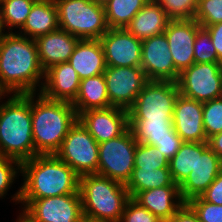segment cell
Instances as JSON below:
<instances>
[{"instance_id": "1", "label": "cell", "mask_w": 222, "mask_h": 222, "mask_svg": "<svg viewBox=\"0 0 222 222\" xmlns=\"http://www.w3.org/2000/svg\"><path fill=\"white\" fill-rule=\"evenodd\" d=\"M23 185L12 196L24 209L32 200L74 194L79 191V175L55 154L36 155L21 163Z\"/></svg>"}, {"instance_id": "2", "label": "cell", "mask_w": 222, "mask_h": 222, "mask_svg": "<svg viewBox=\"0 0 222 222\" xmlns=\"http://www.w3.org/2000/svg\"><path fill=\"white\" fill-rule=\"evenodd\" d=\"M7 32L0 40L1 83L10 95H38L37 91L40 93L44 84L45 71L39 63L36 42L16 32Z\"/></svg>"}, {"instance_id": "3", "label": "cell", "mask_w": 222, "mask_h": 222, "mask_svg": "<svg viewBox=\"0 0 222 222\" xmlns=\"http://www.w3.org/2000/svg\"><path fill=\"white\" fill-rule=\"evenodd\" d=\"M38 94V98L36 93L31 94L35 156L56 154L78 116L71 102L50 100Z\"/></svg>"}, {"instance_id": "4", "label": "cell", "mask_w": 222, "mask_h": 222, "mask_svg": "<svg viewBox=\"0 0 222 222\" xmlns=\"http://www.w3.org/2000/svg\"><path fill=\"white\" fill-rule=\"evenodd\" d=\"M0 103V156L20 163L35 156L31 94H13Z\"/></svg>"}, {"instance_id": "5", "label": "cell", "mask_w": 222, "mask_h": 222, "mask_svg": "<svg viewBox=\"0 0 222 222\" xmlns=\"http://www.w3.org/2000/svg\"><path fill=\"white\" fill-rule=\"evenodd\" d=\"M83 215L106 222H119L130 199L125 184L99 174L79 176Z\"/></svg>"}, {"instance_id": "6", "label": "cell", "mask_w": 222, "mask_h": 222, "mask_svg": "<svg viewBox=\"0 0 222 222\" xmlns=\"http://www.w3.org/2000/svg\"><path fill=\"white\" fill-rule=\"evenodd\" d=\"M58 25L80 40H99L108 30L105 8L92 0H54Z\"/></svg>"}, {"instance_id": "7", "label": "cell", "mask_w": 222, "mask_h": 222, "mask_svg": "<svg viewBox=\"0 0 222 222\" xmlns=\"http://www.w3.org/2000/svg\"><path fill=\"white\" fill-rule=\"evenodd\" d=\"M178 95L177 82L149 80L128 110L129 120L172 121Z\"/></svg>"}, {"instance_id": "8", "label": "cell", "mask_w": 222, "mask_h": 222, "mask_svg": "<svg viewBox=\"0 0 222 222\" xmlns=\"http://www.w3.org/2000/svg\"><path fill=\"white\" fill-rule=\"evenodd\" d=\"M55 155L79 176L97 173L99 144L79 119L70 127Z\"/></svg>"}, {"instance_id": "9", "label": "cell", "mask_w": 222, "mask_h": 222, "mask_svg": "<svg viewBox=\"0 0 222 222\" xmlns=\"http://www.w3.org/2000/svg\"><path fill=\"white\" fill-rule=\"evenodd\" d=\"M137 142L129 128L124 134L99 143L96 174L126 184L134 169Z\"/></svg>"}, {"instance_id": "10", "label": "cell", "mask_w": 222, "mask_h": 222, "mask_svg": "<svg viewBox=\"0 0 222 222\" xmlns=\"http://www.w3.org/2000/svg\"><path fill=\"white\" fill-rule=\"evenodd\" d=\"M179 93L201 103L222 97L221 63H194L177 81Z\"/></svg>"}, {"instance_id": "11", "label": "cell", "mask_w": 222, "mask_h": 222, "mask_svg": "<svg viewBox=\"0 0 222 222\" xmlns=\"http://www.w3.org/2000/svg\"><path fill=\"white\" fill-rule=\"evenodd\" d=\"M103 74L110 106L127 111L133 106L138 94L149 81L140 66H107Z\"/></svg>"}, {"instance_id": "12", "label": "cell", "mask_w": 222, "mask_h": 222, "mask_svg": "<svg viewBox=\"0 0 222 222\" xmlns=\"http://www.w3.org/2000/svg\"><path fill=\"white\" fill-rule=\"evenodd\" d=\"M22 211L34 222H78L83 216L79 191L34 199Z\"/></svg>"}, {"instance_id": "13", "label": "cell", "mask_w": 222, "mask_h": 222, "mask_svg": "<svg viewBox=\"0 0 222 222\" xmlns=\"http://www.w3.org/2000/svg\"><path fill=\"white\" fill-rule=\"evenodd\" d=\"M148 80L177 82L175 69L165 33L142 41L141 66Z\"/></svg>"}, {"instance_id": "14", "label": "cell", "mask_w": 222, "mask_h": 222, "mask_svg": "<svg viewBox=\"0 0 222 222\" xmlns=\"http://www.w3.org/2000/svg\"><path fill=\"white\" fill-rule=\"evenodd\" d=\"M99 41L107 66H141L142 41L125 28H109Z\"/></svg>"}, {"instance_id": "15", "label": "cell", "mask_w": 222, "mask_h": 222, "mask_svg": "<svg viewBox=\"0 0 222 222\" xmlns=\"http://www.w3.org/2000/svg\"><path fill=\"white\" fill-rule=\"evenodd\" d=\"M78 119L99 144L124 134L129 129L128 111L109 107L82 112Z\"/></svg>"}, {"instance_id": "16", "label": "cell", "mask_w": 222, "mask_h": 222, "mask_svg": "<svg viewBox=\"0 0 222 222\" xmlns=\"http://www.w3.org/2000/svg\"><path fill=\"white\" fill-rule=\"evenodd\" d=\"M200 24L195 19L170 20L164 31L175 69L181 73L194 64V40Z\"/></svg>"}, {"instance_id": "17", "label": "cell", "mask_w": 222, "mask_h": 222, "mask_svg": "<svg viewBox=\"0 0 222 222\" xmlns=\"http://www.w3.org/2000/svg\"><path fill=\"white\" fill-rule=\"evenodd\" d=\"M172 124L184 142H207L203 126V103L179 93L174 104Z\"/></svg>"}, {"instance_id": "18", "label": "cell", "mask_w": 222, "mask_h": 222, "mask_svg": "<svg viewBox=\"0 0 222 222\" xmlns=\"http://www.w3.org/2000/svg\"><path fill=\"white\" fill-rule=\"evenodd\" d=\"M222 170V160L208 147L196 153V164L187 179L179 186L180 196L187 203L201 196Z\"/></svg>"}, {"instance_id": "19", "label": "cell", "mask_w": 222, "mask_h": 222, "mask_svg": "<svg viewBox=\"0 0 222 222\" xmlns=\"http://www.w3.org/2000/svg\"><path fill=\"white\" fill-rule=\"evenodd\" d=\"M80 79L69 62L58 63L45 71L40 93L47 99L73 102L77 97Z\"/></svg>"}, {"instance_id": "20", "label": "cell", "mask_w": 222, "mask_h": 222, "mask_svg": "<svg viewBox=\"0 0 222 222\" xmlns=\"http://www.w3.org/2000/svg\"><path fill=\"white\" fill-rule=\"evenodd\" d=\"M80 39L58 28L35 39L39 63L44 71L51 66L68 62Z\"/></svg>"}, {"instance_id": "21", "label": "cell", "mask_w": 222, "mask_h": 222, "mask_svg": "<svg viewBox=\"0 0 222 222\" xmlns=\"http://www.w3.org/2000/svg\"><path fill=\"white\" fill-rule=\"evenodd\" d=\"M132 199L163 222H168L185 203L180 196L179 186H164L137 192Z\"/></svg>"}, {"instance_id": "22", "label": "cell", "mask_w": 222, "mask_h": 222, "mask_svg": "<svg viewBox=\"0 0 222 222\" xmlns=\"http://www.w3.org/2000/svg\"><path fill=\"white\" fill-rule=\"evenodd\" d=\"M68 62L80 80L103 74L107 68L99 40H79Z\"/></svg>"}, {"instance_id": "23", "label": "cell", "mask_w": 222, "mask_h": 222, "mask_svg": "<svg viewBox=\"0 0 222 222\" xmlns=\"http://www.w3.org/2000/svg\"><path fill=\"white\" fill-rule=\"evenodd\" d=\"M170 19L155 0L148 1L125 29L143 41L164 33Z\"/></svg>"}, {"instance_id": "24", "label": "cell", "mask_w": 222, "mask_h": 222, "mask_svg": "<svg viewBox=\"0 0 222 222\" xmlns=\"http://www.w3.org/2000/svg\"><path fill=\"white\" fill-rule=\"evenodd\" d=\"M58 28V14L54 0H40L33 4L18 34L35 40Z\"/></svg>"}, {"instance_id": "25", "label": "cell", "mask_w": 222, "mask_h": 222, "mask_svg": "<svg viewBox=\"0 0 222 222\" xmlns=\"http://www.w3.org/2000/svg\"><path fill=\"white\" fill-rule=\"evenodd\" d=\"M72 105L76 110L77 116L90 109L111 107L104 74L80 80L77 97L72 102Z\"/></svg>"}, {"instance_id": "26", "label": "cell", "mask_w": 222, "mask_h": 222, "mask_svg": "<svg viewBox=\"0 0 222 222\" xmlns=\"http://www.w3.org/2000/svg\"><path fill=\"white\" fill-rule=\"evenodd\" d=\"M129 128L137 143L155 146L160 140L181 139L175 132L172 121L129 120Z\"/></svg>"}, {"instance_id": "27", "label": "cell", "mask_w": 222, "mask_h": 222, "mask_svg": "<svg viewBox=\"0 0 222 222\" xmlns=\"http://www.w3.org/2000/svg\"><path fill=\"white\" fill-rule=\"evenodd\" d=\"M164 186H178L173 182L169 168H134L130 179L125 184L130 198H132L137 192L153 188H161Z\"/></svg>"}, {"instance_id": "28", "label": "cell", "mask_w": 222, "mask_h": 222, "mask_svg": "<svg viewBox=\"0 0 222 222\" xmlns=\"http://www.w3.org/2000/svg\"><path fill=\"white\" fill-rule=\"evenodd\" d=\"M207 142H183L176 155L169 161L172 180L180 186L189 176L196 164V153L208 148Z\"/></svg>"}, {"instance_id": "29", "label": "cell", "mask_w": 222, "mask_h": 222, "mask_svg": "<svg viewBox=\"0 0 222 222\" xmlns=\"http://www.w3.org/2000/svg\"><path fill=\"white\" fill-rule=\"evenodd\" d=\"M150 0H110L105 6L109 28H125Z\"/></svg>"}, {"instance_id": "30", "label": "cell", "mask_w": 222, "mask_h": 222, "mask_svg": "<svg viewBox=\"0 0 222 222\" xmlns=\"http://www.w3.org/2000/svg\"><path fill=\"white\" fill-rule=\"evenodd\" d=\"M37 1L33 0H4L0 2L2 21L5 29L12 32V28L23 27L26 22L27 16L30 13V10L33 4ZM7 27V28H6Z\"/></svg>"}, {"instance_id": "31", "label": "cell", "mask_w": 222, "mask_h": 222, "mask_svg": "<svg viewBox=\"0 0 222 222\" xmlns=\"http://www.w3.org/2000/svg\"><path fill=\"white\" fill-rule=\"evenodd\" d=\"M134 168H169V160L153 145L137 143Z\"/></svg>"}, {"instance_id": "32", "label": "cell", "mask_w": 222, "mask_h": 222, "mask_svg": "<svg viewBox=\"0 0 222 222\" xmlns=\"http://www.w3.org/2000/svg\"><path fill=\"white\" fill-rule=\"evenodd\" d=\"M170 20L194 19L198 0H155Z\"/></svg>"}, {"instance_id": "33", "label": "cell", "mask_w": 222, "mask_h": 222, "mask_svg": "<svg viewBox=\"0 0 222 222\" xmlns=\"http://www.w3.org/2000/svg\"><path fill=\"white\" fill-rule=\"evenodd\" d=\"M203 126L207 139L222 132V97L203 103Z\"/></svg>"}, {"instance_id": "34", "label": "cell", "mask_w": 222, "mask_h": 222, "mask_svg": "<svg viewBox=\"0 0 222 222\" xmlns=\"http://www.w3.org/2000/svg\"><path fill=\"white\" fill-rule=\"evenodd\" d=\"M195 63H221L211 41L210 33L204 27H200L194 40Z\"/></svg>"}, {"instance_id": "35", "label": "cell", "mask_w": 222, "mask_h": 222, "mask_svg": "<svg viewBox=\"0 0 222 222\" xmlns=\"http://www.w3.org/2000/svg\"><path fill=\"white\" fill-rule=\"evenodd\" d=\"M194 19L204 28L222 22V0H198Z\"/></svg>"}, {"instance_id": "36", "label": "cell", "mask_w": 222, "mask_h": 222, "mask_svg": "<svg viewBox=\"0 0 222 222\" xmlns=\"http://www.w3.org/2000/svg\"><path fill=\"white\" fill-rule=\"evenodd\" d=\"M187 204L201 222H222V205L204 201L200 196L190 199Z\"/></svg>"}, {"instance_id": "37", "label": "cell", "mask_w": 222, "mask_h": 222, "mask_svg": "<svg viewBox=\"0 0 222 222\" xmlns=\"http://www.w3.org/2000/svg\"><path fill=\"white\" fill-rule=\"evenodd\" d=\"M18 172H21L19 161L0 156V198L6 196Z\"/></svg>"}, {"instance_id": "38", "label": "cell", "mask_w": 222, "mask_h": 222, "mask_svg": "<svg viewBox=\"0 0 222 222\" xmlns=\"http://www.w3.org/2000/svg\"><path fill=\"white\" fill-rule=\"evenodd\" d=\"M119 222H163L157 216L152 214L148 209L140 206L130 198L122 213Z\"/></svg>"}, {"instance_id": "39", "label": "cell", "mask_w": 222, "mask_h": 222, "mask_svg": "<svg viewBox=\"0 0 222 222\" xmlns=\"http://www.w3.org/2000/svg\"><path fill=\"white\" fill-rule=\"evenodd\" d=\"M204 201L222 205V170L217 175L216 179L200 196Z\"/></svg>"}, {"instance_id": "40", "label": "cell", "mask_w": 222, "mask_h": 222, "mask_svg": "<svg viewBox=\"0 0 222 222\" xmlns=\"http://www.w3.org/2000/svg\"><path fill=\"white\" fill-rule=\"evenodd\" d=\"M183 142L182 139H164L158 141L155 147L170 161L176 155Z\"/></svg>"}, {"instance_id": "41", "label": "cell", "mask_w": 222, "mask_h": 222, "mask_svg": "<svg viewBox=\"0 0 222 222\" xmlns=\"http://www.w3.org/2000/svg\"><path fill=\"white\" fill-rule=\"evenodd\" d=\"M210 33L211 41L216 49L218 60L222 61V22L205 27Z\"/></svg>"}, {"instance_id": "42", "label": "cell", "mask_w": 222, "mask_h": 222, "mask_svg": "<svg viewBox=\"0 0 222 222\" xmlns=\"http://www.w3.org/2000/svg\"><path fill=\"white\" fill-rule=\"evenodd\" d=\"M168 222H201L197 214L187 204L184 205L171 217Z\"/></svg>"}, {"instance_id": "43", "label": "cell", "mask_w": 222, "mask_h": 222, "mask_svg": "<svg viewBox=\"0 0 222 222\" xmlns=\"http://www.w3.org/2000/svg\"><path fill=\"white\" fill-rule=\"evenodd\" d=\"M209 148L222 160V132L208 138Z\"/></svg>"}, {"instance_id": "44", "label": "cell", "mask_w": 222, "mask_h": 222, "mask_svg": "<svg viewBox=\"0 0 222 222\" xmlns=\"http://www.w3.org/2000/svg\"><path fill=\"white\" fill-rule=\"evenodd\" d=\"M78 222H106L99 219L91 218L88 216L83 215Z\"/></svg>"}, {"instance_id": "45", "label": "cell", "mask_w": 222, "mask_h": 222, "mask_svg": "<svg viewBox=\"0 0 222 222\" xmlns=\"http://www.w3.org/2000/svg\"><path fill=\"white\" fill-rule=\"evenodd\" d=\"M19 217L17 218V222H34L31 218H29L24 212L19 213Z\"/></svg>"}, {"instance_id": "46", "label": "cell", "mask_w": 222, "mask_h": 222, "mask_svg": "<svg viewBox=\"0 0 222 222\" xmlns=\"http://www.w3.org/2000/svg\"><path fill=\"white\" fill-rule=\"evenodd\" d=\"M5 27L2 21V13H1V6H0V40L7 34V32H5Z\"/></svg>"}, {"instance_id": "47", "label": "cell", "mask_w": 222, "mask_h": 222, "mask_svg": "<svg viewBox=\"0 0 222 222\" xmlns=\"http://www.w3.org/2000/svg\"><path fill=\"white\" fill-rule=\"evenodd\" d=\"M8 95L10 94L9 91L3 86V84L1 83V80H0V100L3 99V97L5 95ZM2 103V101H0Z\"/></svg>"}, {"instance_id": "48", "label": "cell", "mask_w": 222, "mask_h": 222, "mask_svg": "<svg viewBox=\"0 0 222 222\" xmlns=\"http://www.w3.org/2000/svg\"><path fill=\"white\" fill-rule=\"evenodd\" d=\"M92 1L104 7L110 0H92Z\"/></svg>"}]
</instances>
